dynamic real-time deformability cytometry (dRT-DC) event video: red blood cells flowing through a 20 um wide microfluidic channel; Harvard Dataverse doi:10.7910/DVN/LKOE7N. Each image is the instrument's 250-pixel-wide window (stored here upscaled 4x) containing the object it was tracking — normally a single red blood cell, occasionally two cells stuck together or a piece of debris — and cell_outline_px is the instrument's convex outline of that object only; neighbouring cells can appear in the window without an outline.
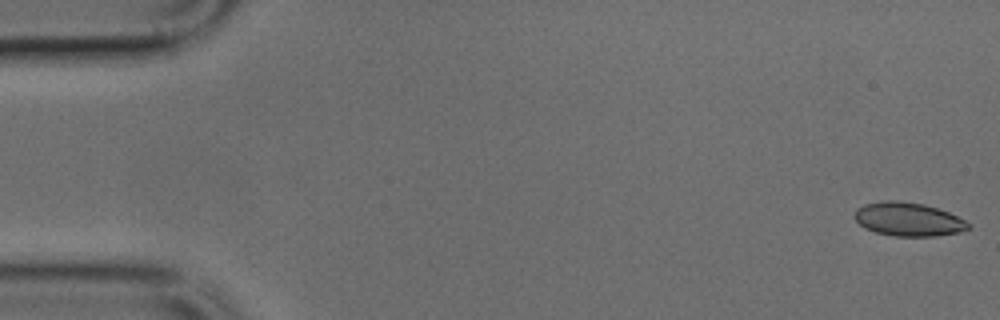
{"species": "common noctule bat (a hibernating species)", "species_latin": "Nyctalus noctula", "temperature_condition": "cold", "stored_images_in_passage": 14, "camera_frame_rate_fps": 3000, "um_per_image_px": 0.085, "animal": {"sex": "male", "body_mass_g": 17.9, "forearm_length_mm": 54.2}, "frame": {"image": 1, "passage_image": 1, "time_ms": 0.0, "image_size_px": [1000, 320], "cell_outline_px": [[972, 228], [960, 232], [936, 236], [896, 236], [876, 232], [864, 228], [852, 216], [856, 208], [864, 204], [880, 200], [896, 200], [924, 204], [948, 212], [972, 224]], "centroid_in_image_um": [77.19, 18.63], "position_along_channel_um": 7.8, "area_um2": 22.48}}
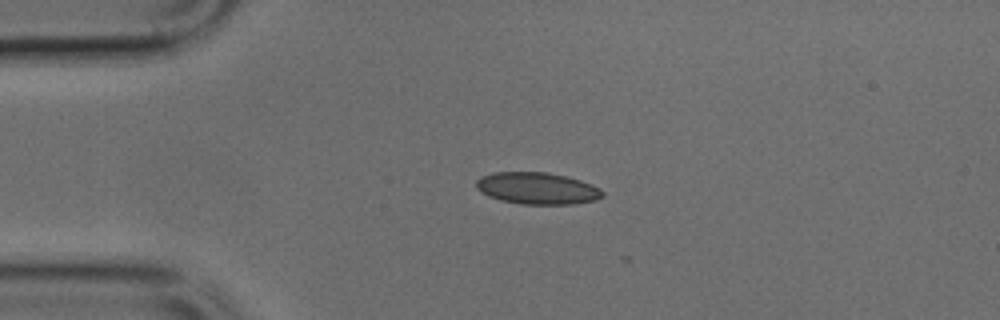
{"frame": {"image": 2, "passage_image": 11, "time_ms": 3.333, "image_size_px": [1000, 320], "cell_outline_px": [[604, 196], [596, 200], [572, 204], [520, 204], [500, 200], [488, 196], [480, 192], [476, 188], [476, 180], [480, 176], [492, 172], [544, 172], [564, 176], [580, 180], [592, 184], [600, 188], [604, 192]], "centroid_in_image_um": [45.64, 16.01], "position_along_channel_um": 39.4, "area_um2": 23.58}}